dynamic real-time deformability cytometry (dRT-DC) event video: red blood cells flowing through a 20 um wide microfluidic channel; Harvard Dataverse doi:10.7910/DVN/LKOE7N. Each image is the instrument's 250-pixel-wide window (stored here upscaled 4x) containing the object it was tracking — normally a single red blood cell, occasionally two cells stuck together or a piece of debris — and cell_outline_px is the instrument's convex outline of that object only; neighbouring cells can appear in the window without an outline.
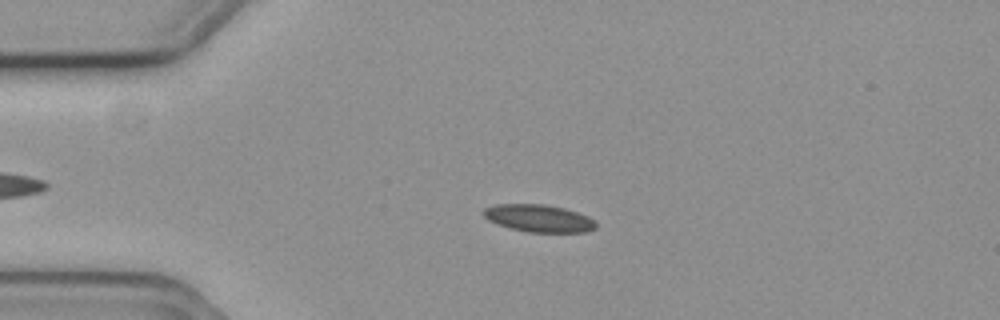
{"species": "common noctule bat (a hibernating species)", "species_latin": "Nyctalus noctula", "temperature_condition": "cold", "stored_images_in_passage": 57, "camera_frame_rate_fps": 3000, "um_per_image_px": 0.085, "animal": {"sex": "female", "body_mass_g": 19.3, "forearm_length_mm": 54.1}, "frame": {"image": 1, "passage_image": 14, "time_ms": 4.333, "image_size_px": [1000, 320], "cell_outline_px": [[596, 228], [588, 232], [528, 232], [512, 228], [488, 220], [484, 216], [484, 208], [496, 204], [544, 204], [564, 208], [588, 216], [596, 220]], "centroid_in_image_um": [45.84, 18.55], "position_along_channel_um": 39.2, "area_um2": 17.86}}
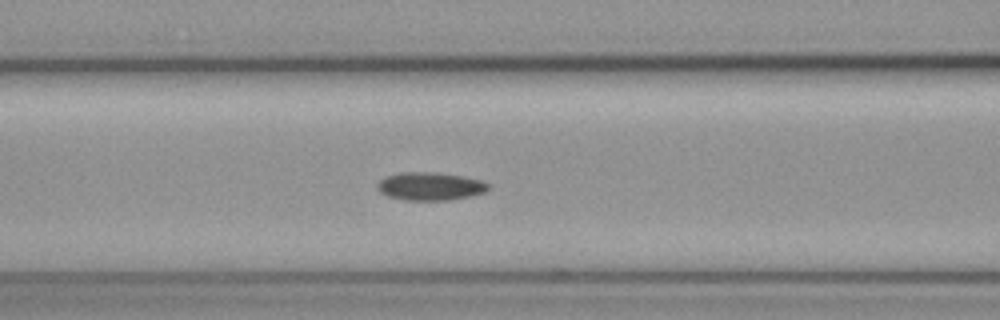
{"frame": {"image": 2, "passage_image": 24, "time_ms": 7.667, "image_size_px": [1000, 320], "cell_outline_px": [[488, 188], [484, 192], [468, 196], [448, 200], [404, 200], [388, 196], [380, 192], [376, 188], [376, 184], [384, 176], [400, 172], [436, 172], [464, 176], [484, 180], [488, 184]], "centroid_in_image_um": [36.53, 15.82], "position_along_channel_um": 130.1, "area_um2": 18.26}}
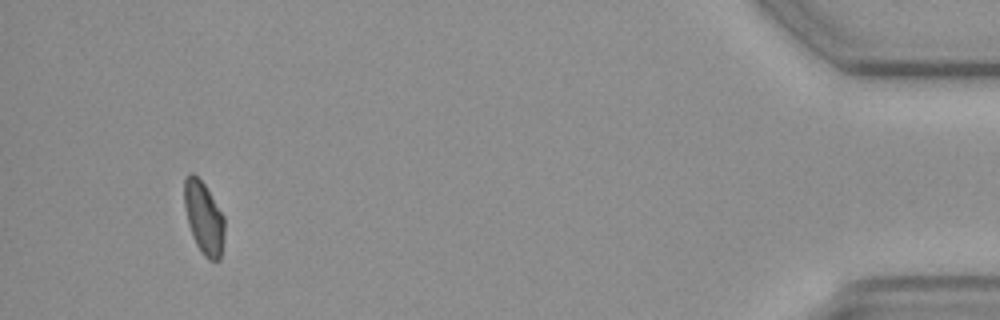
{"frame": {"image": 3, "passage_image": 54, "time_ms": 17.667, "image_size_px": [1000, 320], "cell_outline_px": [[224, 232], [220, 260], [208, 260], [204, 256], [196, 244], [192, 236], [188, 224], [184, 208], [184, 176], [188, 172], [192, 172], [204, 184], [224, 216]], "centroid_in_image_um": [17.3, 18.5], "position_along_channel_um": 417.9, "area_um2": 17.05}}